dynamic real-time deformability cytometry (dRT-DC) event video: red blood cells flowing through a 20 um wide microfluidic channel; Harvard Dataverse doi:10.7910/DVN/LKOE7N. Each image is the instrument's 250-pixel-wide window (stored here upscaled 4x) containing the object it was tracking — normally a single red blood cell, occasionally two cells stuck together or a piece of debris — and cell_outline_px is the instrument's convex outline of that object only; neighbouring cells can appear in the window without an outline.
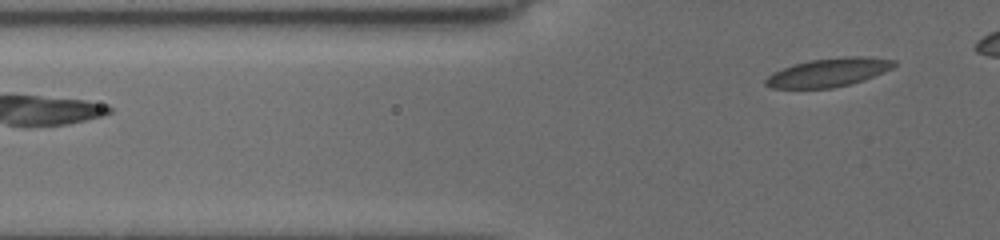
{"species": "common noctule bat (a hibernating species)", "species_latin": "Nyctalus noctula", "temperature_condition": "cold", "stored_images_in_passage": 10, "camera_frame_rate_fps": 3000, "um_per_image_px": 0.085, "animal": {"sex": "female", "body_mass_g": 19.5, "forearm_length_mm": 54.1}, "frame": {"image": 1, "passage_image": 10, "time_ms": 4.667, "image_size_px": [1000, 240], "cell_outline_px": [[896, 64], [892, 68], [884, 72], [864, 80], [832, 88], [772, 88], [764, 84], [764, 80], [772, 72], [796, 64], [812, 60], [840, 56], [864, 56], [896, 60]], "centroid_in_image_um": [70.44, 6.15], "position_along_channel_um": 55.4, "area_um2": 21.27}}